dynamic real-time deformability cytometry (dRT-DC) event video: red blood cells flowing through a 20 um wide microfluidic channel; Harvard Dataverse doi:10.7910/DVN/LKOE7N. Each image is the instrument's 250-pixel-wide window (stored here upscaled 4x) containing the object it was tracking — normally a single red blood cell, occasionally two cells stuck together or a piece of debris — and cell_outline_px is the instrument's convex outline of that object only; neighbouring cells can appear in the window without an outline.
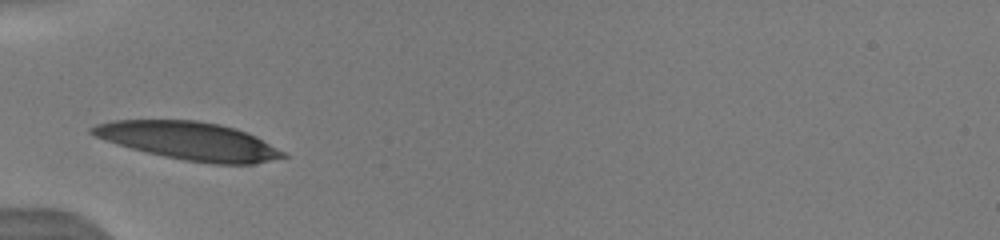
{"species": "human", "species_latin": "Homo sapiens", "temperature_condition": "warm", "stored_images_in_passage": 34, "camera_frame_rate_fps": 3000, "um_per_image_px": 0.085, "donor": {"sex": "male"}, "frame": {"image": 1, "passage_image": 1, "time_ms": 0.0, "image_size_px": [1000, 240], "cell_outline_px": [[288, 156], [256, 164], [212, 164], [184, 160], [164, 156], [132, 148], [96, 136], [88, 132], [88, 128], [96, 124], [116, 120], [196, 120], [220, 124], [236, 128], [256, 136], [284, 152]], "centroid_in_image_um": [16.1, 11.97], "position_along_channel_um": 68.9, "area_um2": 41.91}}